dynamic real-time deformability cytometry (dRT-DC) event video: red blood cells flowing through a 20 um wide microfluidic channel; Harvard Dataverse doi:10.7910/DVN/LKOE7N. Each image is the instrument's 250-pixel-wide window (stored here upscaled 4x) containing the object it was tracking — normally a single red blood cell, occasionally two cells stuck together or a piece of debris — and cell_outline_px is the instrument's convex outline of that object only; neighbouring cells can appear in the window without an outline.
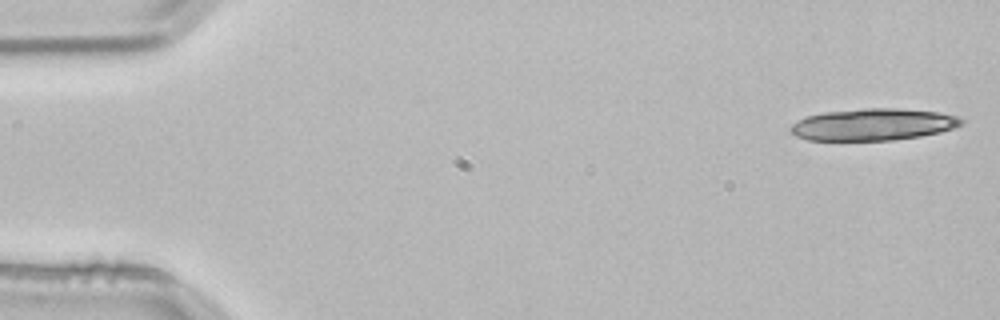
{"species": "common noctule bat (a hibernating species)", "species_latin": "Nyctalus noctula", "temperature_condition": "room temperature", "stored_images_in_passage": 14, "camera_frame_rate_fps": 3000, "um_per_image_px": 0.085, "animal": {"sex": "male", "body_mass_g": 21.5, "forearm_length_mm": 52.0}, "frame": {"image": 1, "passage_image": 1, "time_ms": 0.0, "image_size_px": [1000, 320], "cell_outline_px": [[964, 124], [940, 132], [920, 136], [892, 140], [808, 140], [796, 136], [788, 128], [792, 124], [804, 116], [824, 112], [868, 108], [896, 108], [936, 112], [956, 116], [964, 120]], "centroid_in_image_um": [74.18, 10.58], "position_along_channel_um": 10.8, "area_um2": 31.62}}